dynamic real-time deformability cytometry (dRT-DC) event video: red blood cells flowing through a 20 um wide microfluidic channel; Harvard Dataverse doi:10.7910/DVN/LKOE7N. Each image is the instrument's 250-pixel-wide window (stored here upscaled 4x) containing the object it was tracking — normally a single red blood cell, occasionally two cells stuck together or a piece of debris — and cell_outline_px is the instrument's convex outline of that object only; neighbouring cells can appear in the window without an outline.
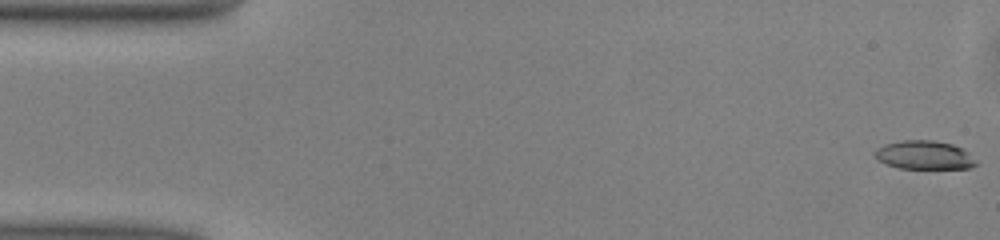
{"species": "common noctule bat (a hibernating species)", "species_latin": "Nyctalus noctula", "temperature_condition": "warm", "stored_images_in_passage": 50, "camera_frame_rate_fps": 3000, "um_per_image_px": 0.085, "animal": {"sex": "male", "body_mass_g": 13.0, "forearm_length_mm": 53.1}, "frame": {"image": 1, "passage_image": 1, "time_ms": 0.0, "image_size_px": [1000, 240], "cell_outline_px": [[980, 164], [968, 168], [896, 168], [880, 160], [872, 152], [876, 148], [884, 144], [904, 140], [932, 140], [952, 144], [964, 148]], "centroid_in_image_um": [78.59, 13.17], "position_along_channel_um": 6.4, "area_um2": 16.94}}
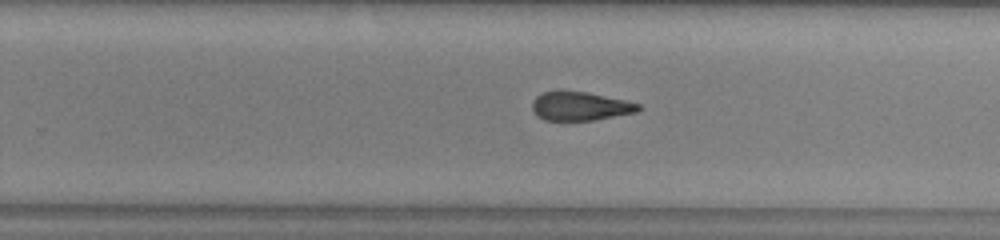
{"frame": {"image": 2, "passage_image": 31, "time_ms": 10.0, "image_size_px": [1000, 240], "cell_outline_px": [[640, 112], [592, 120], [544, 120], [536, 116], [532, 108], [532, 100], [536, 96], [544, 92], [556, 88], [560, 88], [588, 92], [624, 100], [640, 104]], "centroid_in_image_um": [49.27, 8.99], "position_along_channel_um": 280.5, "area_um2": 18.32}}
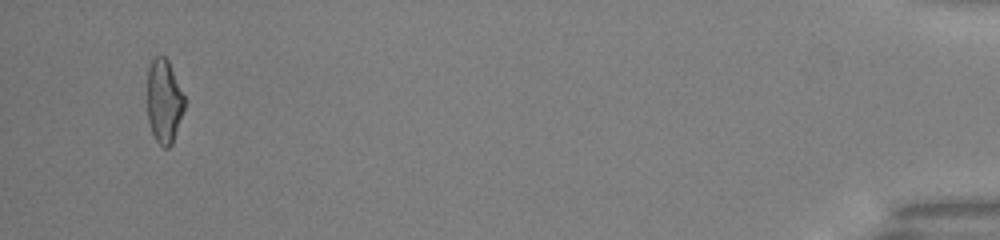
{"frame": {"image": 3, "passage_image": 48, "time_ms": 15.667, "image_size_px": [1000, 240], "cell_outline_px": [[184, 108], [172, 144], [168, 148], [164, 148], [156, 140], [152, 132], [148, 120], [148, 68], [152, 56], [164, 56], [168, 60], [184, 96]], "centroid_in_image_um": [13.93, 8.59], "position_along_channel_um": 421.3, "area_um2": 17.98}, "authors_computed_cell_mechanics": {"area_um2": 18.5827, "velocity_mm_per_s": 4.0838, "shape_relaxation_time_tau1_ms": 7.733, "shape_relaxation_time_tau2_ms": 3.5017, "deformation_change_tau1": 0.197, "deformation_change_tau2": 0.1355}}